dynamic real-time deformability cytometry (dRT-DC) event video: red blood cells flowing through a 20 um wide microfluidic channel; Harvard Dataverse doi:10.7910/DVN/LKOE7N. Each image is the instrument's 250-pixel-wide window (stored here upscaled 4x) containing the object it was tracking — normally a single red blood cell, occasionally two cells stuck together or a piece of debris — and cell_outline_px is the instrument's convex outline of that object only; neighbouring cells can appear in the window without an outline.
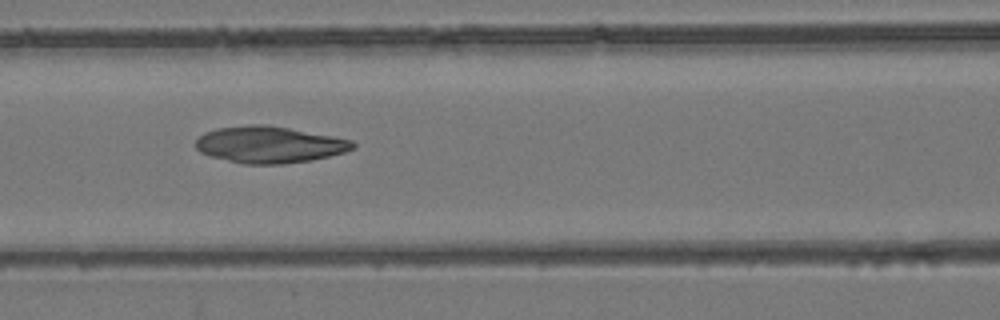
{"species": "common noctule bat (a hibernating species)", "species_latin": "Nyctalus noctula", "temperature_condition": "room temperature", "stored_images_in_passage": 9, "camera_frame_rate_fps": 3000, "um_per_image_px": 0.085, "animal": {"sex": "female", "body_mass_g": 24.6, "forearm_length_mm": 56.2}, "frame": {"image": 1, "passage_image": 6, "time_ms": 6.333, "image_size_px": [1000, 320], "cell_outline_px": [[356, 148], [344, 152], [312, 160], [284, 164], [244, 164], [208, 156], [200, 152], [196, 148], [196, 140], [204, 132], [216, 128], [248, 124], [264, 124], [336, 136], [352, 140], [356, 144]], "centroid_in_image_um": [22.9, 12.29], "position_along_channel_um": 143.7, "area_um2": 33.81}}
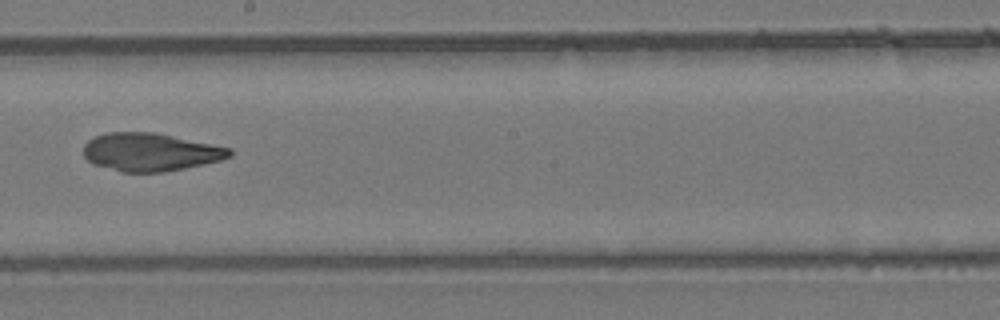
{"frame": {"image": 2, "passage_image": 8, "time_ms": 8.667, "image_size_px": [1000, 320], "cell_outline_px": [[232, 156], [220, 160], [204, 164], [164, 172], [120, 172], [92, 164], [84, 156], [84, 144], [88, 140], [96, 136], [108, 132], [152, 132], [232, 148]], "centroid_in_image_um": [12.76, 12.93], "position_along_channel_um": 235.4, "area_um2": 32.31}}
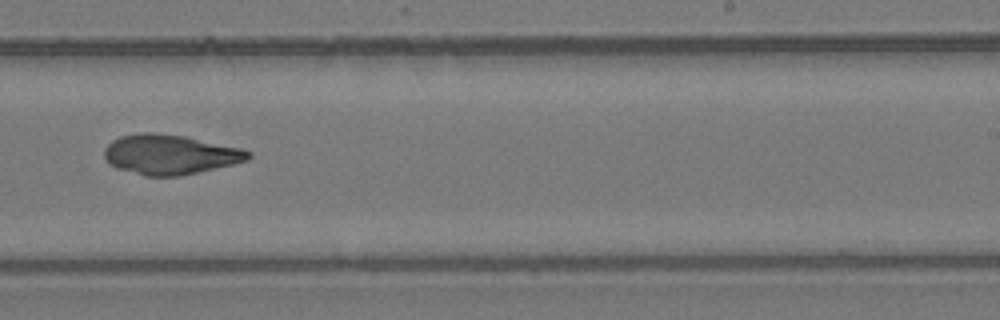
{"frame": {"image": 3, "passage_image": 9, "time_ms": 9.667, "image_size_px": [1000, 320], "cell_outline_px": [[252, 156], [248, 160], [232, 164], [180, 176], [144, 176], [116, 168], [108, 164], [104, 156], [104, 148], [112, 140], [120, 136], [140, 132], [156, 132], [184, 136], [240, 148], [252, 152]], "centroid_in_image_um": [14.4, 13.13], "position_along_channel_um": 274.6, "area_um2": 33.47}}